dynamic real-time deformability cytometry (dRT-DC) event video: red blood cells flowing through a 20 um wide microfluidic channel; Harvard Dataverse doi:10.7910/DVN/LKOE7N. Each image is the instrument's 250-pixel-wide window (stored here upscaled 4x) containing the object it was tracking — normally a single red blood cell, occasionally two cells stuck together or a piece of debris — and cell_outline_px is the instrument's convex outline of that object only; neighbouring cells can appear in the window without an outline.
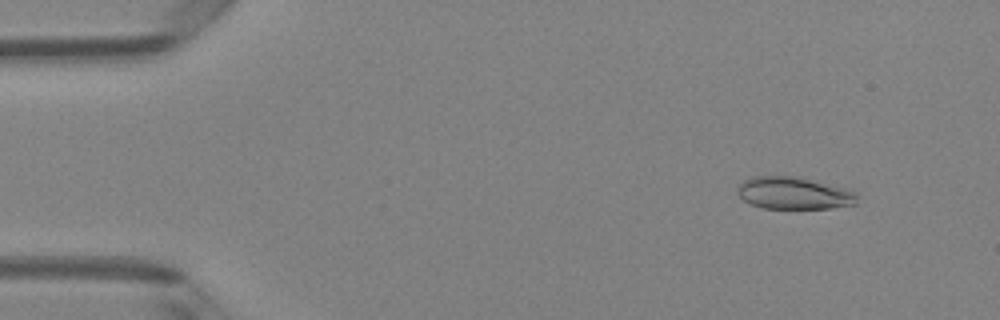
{"species": "Egyptian fruit bat (a non-hibernating species)", "species_latin": "Rousettus aegyptiacus", "temperature_condition": "room temperature", "stored_images_in_passage": 49, "camera_frame_rate_fps": 3000, "um_per_image_px": 0.085, "animal": {"sex": "female"}, "frame": {"image": 1, "passage_image": 5, "time_ms": 1.333, "image_size_px": [1000, 320], "cell_outline_px": [[856, 204], [832, 208], [764, 208], [752, 204], [744, 200], [736, 192], [740, 184], [744, 180], [752, 176], [796, 176], [848, 188], [856, 192]], "centroid_in_image_um": [67.5, 16.41], "position_along_channel_um": 17.5, "area_um2": 22.48}}
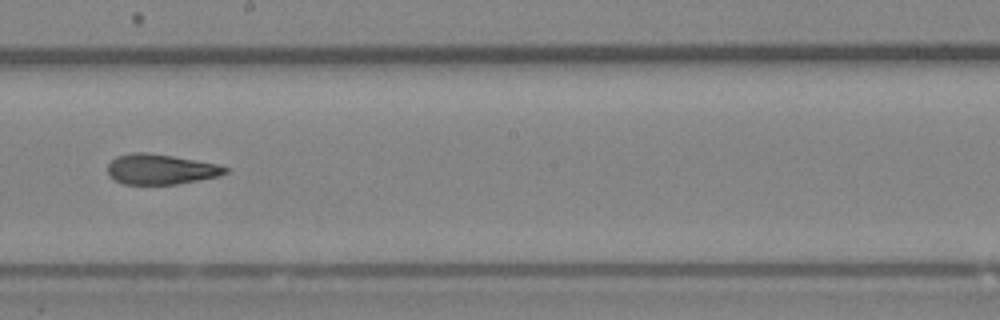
{"frame": {"image": 2, "passage_image": 28, "time_ms": 9.0, "image_size_px": [1000, 320], "cell_outline_px": [[228, 172], [220, 176], [200, 180], [176, 184], [124, 184], [108, 176], [108, 164], [116, 156], [132, 152], [144, 152], [172, 156], [216, 164], [228, 168]], "centroid_in_image_um": [13.64, 14.39], "position_along_channel_um": 234.6, "area_um2": 20.63}}
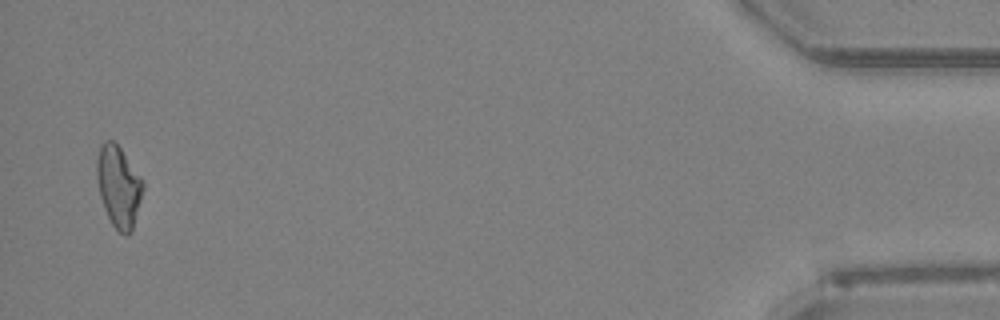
{"frame": {"image": 3, "passage_image": 48, "time_ms": 15.667, "image_size_px": [1000, 320], "cell_outline_px": [[144, 188], [132, 232], [128, 236], [124, 236], [112, 224], [104, 208], [100, 196], [96, 176], [96, 160], [100, 144], [104, 140], [112, 140], [120, 148], [144, 180]], "centroid_in_image_um": [10.08, 15.85], "position_along_channel_um": 425.1, "area_um2": 22.08}, "authors_computed_cell_mechanics": {"area_um2": 21.675, "velocity_mm_per_s": 4.1312, "shape_relaxation_time_tau1_ms": 6.1502, "shape_relaxation_time_tau2_ms": 2.2295, "deformation_change_tau1": 0.1615, "deformation_change_tau2": 0.0971}}